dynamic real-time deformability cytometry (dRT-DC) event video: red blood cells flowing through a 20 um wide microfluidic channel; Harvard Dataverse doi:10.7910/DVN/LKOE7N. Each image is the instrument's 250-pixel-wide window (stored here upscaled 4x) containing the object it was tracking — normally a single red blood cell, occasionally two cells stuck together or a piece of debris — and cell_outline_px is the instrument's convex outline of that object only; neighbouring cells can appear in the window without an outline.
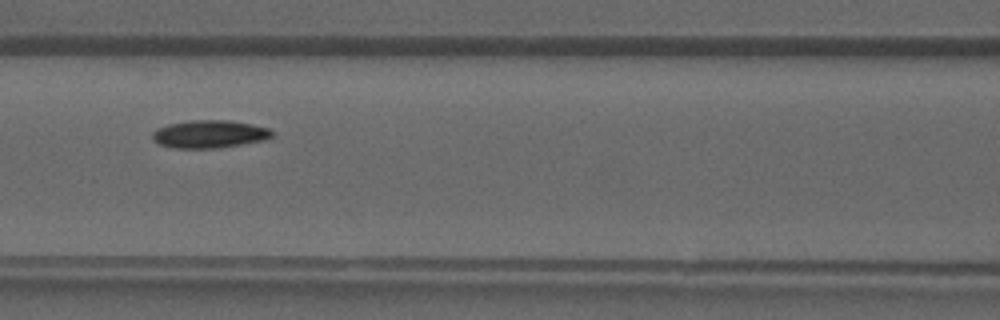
{"species": "common noctule bat (a hibernating species)", "species_latin": "Nyctalus noctula", "temperature_condition": "warm", "stored_images_in_passage": 30, "camera_frame_rate_fps": 3000, "um_per_image_px": 0.085, "animal": {"sex": "male", "forearm_length_mm": 52.5}, "frame": {"image": 1, "passage_image": 8, "time_ms": 2.333, "image_size_px": [1000, 320], "cell_outline_px": [[272, 136], [264, 140], [220, 148], [172, 148], [160, 144], [152, 140], [152, 132], [156, 128], [168, 124], [188, 120], [228, 120], [252, 124], [268, 128], [272, 132]], "centroid_in_image_um": [17.76, 11.39], "position_along_channel_um": 148.8, "area_um2": 19.48}}
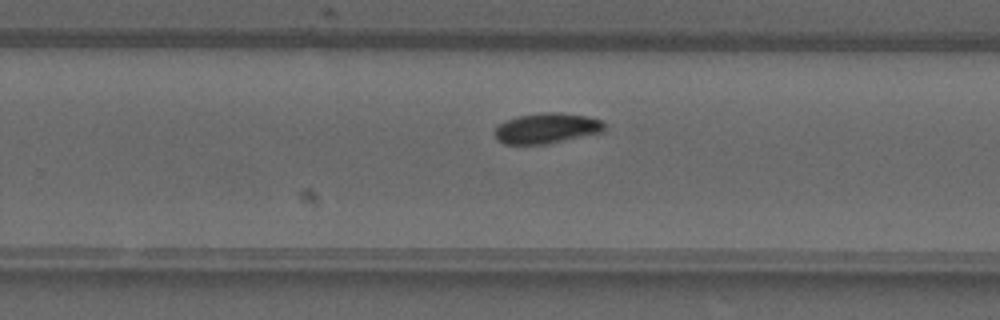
{"frame": {"image": 2, "passage_image": 16, "time_ms": 5.0, "image_size_px": [1000, 320], "cell_outline_px": [[604, 132], [548, 144], [504, 144], [496, 140], [492, 132], [504, 120], [516, 116], [544, 112], [560, 112], [588, 116], [604, 120]], "centroid_in_image_um": [46.46, 10.9], "position_along_channel_um": 283.3, "area_um2": 19.88}}
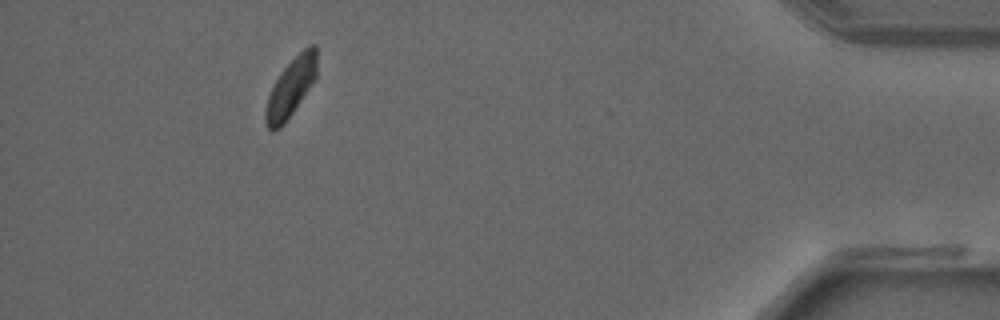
{"frame": {"image": 3, "passage_image": 27, "time_ms": 8.667, "image_size_px": [1000, 320], "cell_outline_px": [[316, 76], [284, 124], [280, 128], [272, 132], [268, 128], [264, 120], [264, 108], [268, 96], [280, 72], [308, 44], [316, 44]], "centroid_in_image_um": [24.68, 7.46], "position_along_channel_um": 410.5, "area_um2": 17.11}}